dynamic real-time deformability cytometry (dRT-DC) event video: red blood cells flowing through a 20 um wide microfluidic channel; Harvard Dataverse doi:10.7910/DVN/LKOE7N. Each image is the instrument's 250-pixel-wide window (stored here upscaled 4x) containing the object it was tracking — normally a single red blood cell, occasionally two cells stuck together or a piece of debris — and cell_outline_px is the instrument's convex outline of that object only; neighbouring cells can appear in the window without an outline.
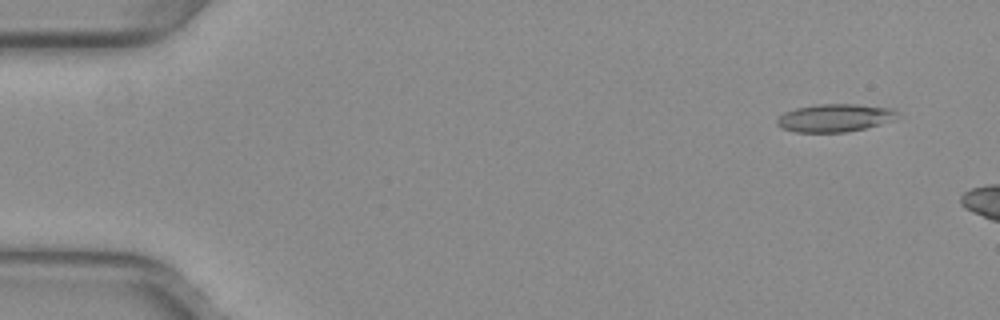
{"species": "common noctule bat (a hibernating species)", "species_latin": "Nyctalus noctula", "temperature_condition": "warm", "stored_images_in_passage": 10, "camera_frame_rate_fps": 3000, "um_per_image_px": 0.085, "animal": {"sex": "female", "body_mass_g": 29.2, "forearm_length_mm": 56.3}, "frame": {"image": 1, "passage_image": 4, "time_ms": 1.0, "image_size_px": [1000, 320], "cell_outline_px": [[896, 112], [892, 120], [880, 124], [864, 128], [844, 132], [796, 132], [780, 128], [776, 124], [776, 120], [784, 112], [796, 108], [820, 104], [856, 104], [896, 108]], "centroid_in_image_um": [70.92, 10.01], "position_along_channel_um": 14.1, "area_um2": 19.42}}